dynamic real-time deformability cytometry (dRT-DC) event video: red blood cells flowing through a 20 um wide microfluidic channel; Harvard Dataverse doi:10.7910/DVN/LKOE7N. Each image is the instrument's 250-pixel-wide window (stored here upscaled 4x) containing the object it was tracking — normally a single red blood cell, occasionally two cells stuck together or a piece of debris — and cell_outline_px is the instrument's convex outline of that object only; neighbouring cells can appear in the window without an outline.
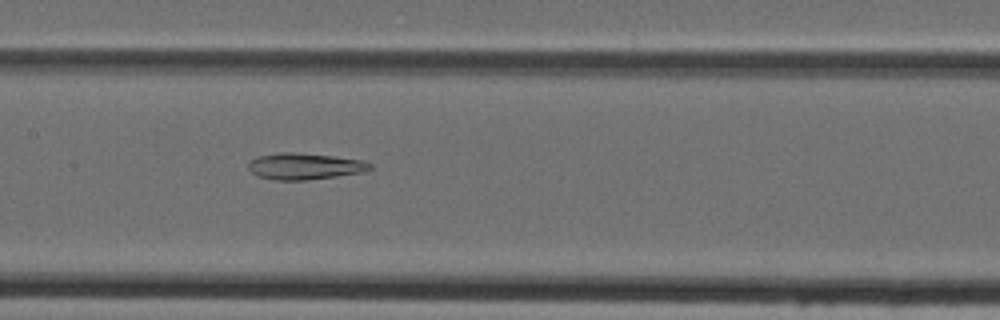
{"species": "Egyptian fruit bat (a non-hibernating species)", "species_latin": "Rousettus aegyptiacus", "temperature_condition": "cold", "stored_images_in_passage": 38, "camera_frame_rate_fps": 3000, "um_per_image_px": 0.085, "animal": {"sex": "female"}, "frame": {"image": 1, "passage_image": 20, "time_ms": 6.333, "image_size_px": [1000, 320], "cell_outline_px": [[372, 168], [360, 172], [336, 176], [308, 180], [272, 180], [260, 176], [252, 172], [248, 168], [248, 160], [260, 156], [280, 152], [296, 152], [332, 156], [364, 160], [372, 164]], "centroid_in_image_um": [25.87, 14.13], "position_along_channel_um": 181.5, "area_um2": 18.67}}
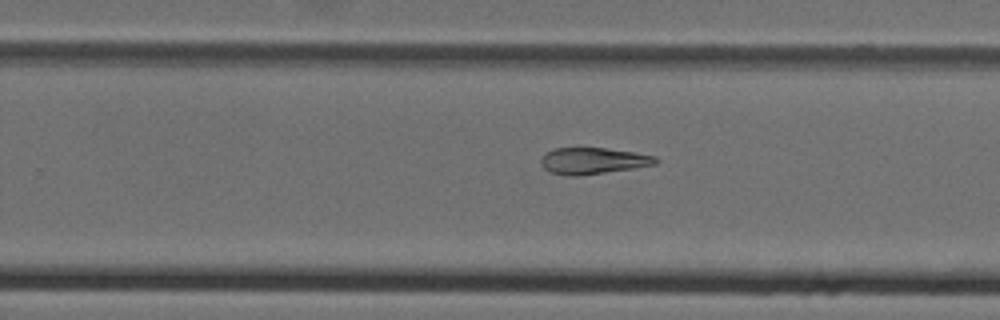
{"frame": {"image": 2, "passage_image": 27, "time_ms": 8.667, "image_size_px": [1000, 320], "cell_outline_px": [[656, 164], [632, 168], [576, 176], [568, 176], [548, 172], [540, 164], [540, 160], [544, 152], [552, 148], [604, 148], [632, 152], [656, 156]], "centroid_in_image_um": [50.31, 13.66], "position_along_channel_um": 279.5, "area_um2": 17.57}}
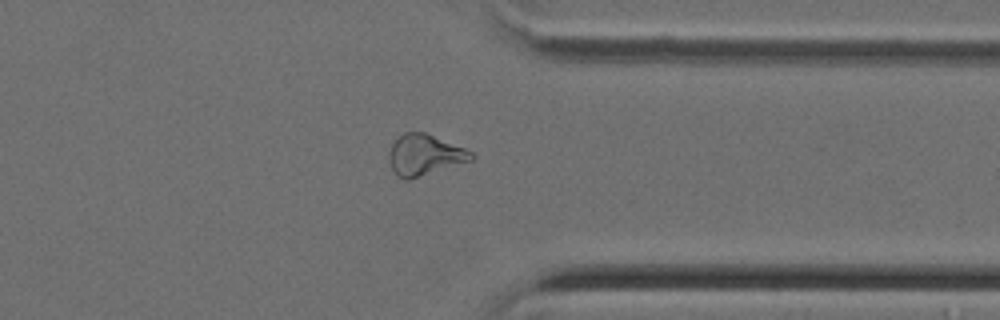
{"frame": {"image": 3, "passage_image": 34, "time_ms": 11.0, "image_size_px": [1000, 320], "cell_outline_px": [[476, 156], [472, 160], [408, 180], [404, 180], [396, 176], [388, 160], [388, 152], [396, 136], [404, 132], [424, 132], [464, 148], [472, 152]], "centroid_in_image_um": [36.04, 13.17], "position_along_channel_um": 375.4, "area_um2": 19.65}}